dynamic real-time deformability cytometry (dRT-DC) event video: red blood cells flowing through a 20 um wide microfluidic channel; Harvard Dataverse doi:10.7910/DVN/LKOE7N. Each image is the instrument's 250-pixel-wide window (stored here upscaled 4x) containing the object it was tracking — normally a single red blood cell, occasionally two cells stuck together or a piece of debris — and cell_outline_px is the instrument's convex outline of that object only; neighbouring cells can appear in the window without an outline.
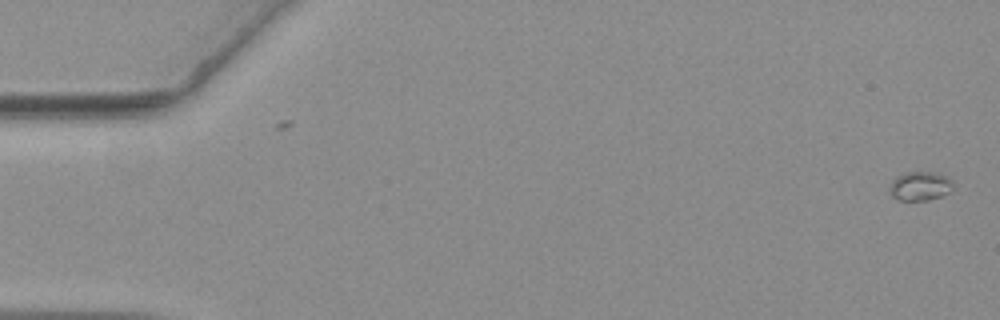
{"species": "common noctule bat (a hibernating species)", "species_latin": "Nyctalus noctula", "temperature_condition": "warm", "stored_images_in_passage": 12, "camera_frame_rate_fps": 3000, "um_per_image_px": 0.085, "animal": {"sex": "female", "body_mass_g": 19.3, "forearm_length_mm": 54.1}, "frame": {"image": 1, "passage_image": 1, "time_ms": 0.0, "image_size_px": [1000, 320], "cell_outline_px": [[952, 188], [948, 192], [940, 196], [928, 200], [896, 200], [888, 192], [888, 188], [892, 180], [896, 176], [904, 172], [940, 172], [948, 176], [952, 180]], "centroid_in_image_um": [78.17, 15.8], "position_along_channel_um": 6.8, "area_um2": 10.98}}